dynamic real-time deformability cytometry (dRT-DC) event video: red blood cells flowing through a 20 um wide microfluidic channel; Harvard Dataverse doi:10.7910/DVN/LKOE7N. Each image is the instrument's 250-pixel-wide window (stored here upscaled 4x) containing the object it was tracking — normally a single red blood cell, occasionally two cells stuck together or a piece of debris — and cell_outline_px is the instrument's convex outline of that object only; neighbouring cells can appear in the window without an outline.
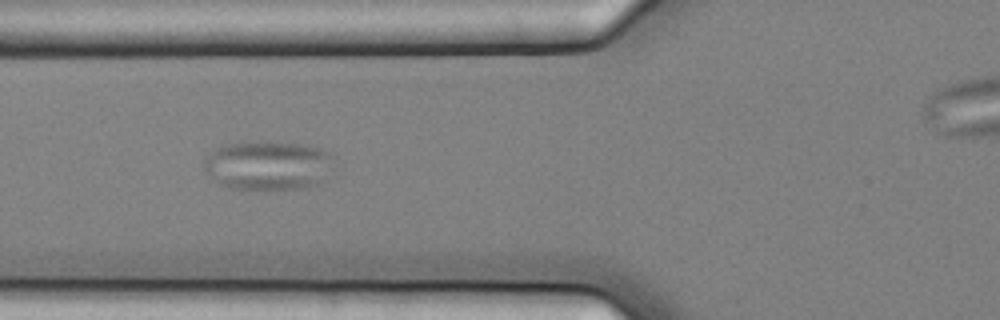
{"species": "common noctule bat (a hibernating species)", "species_latin": "Nyctalus noctula", "temperature_condition": "cold", "stored_images_in_passage": 5, "camera_frame_rate_fps": 3000, "um_per_image_px": 0.085, "animal": {"sex": "female", "body_mass_g": 25.1}, "frame": {"image": 1, "passage_image": 2, "time_ms": 0.333, "image_size_px": [1000, 320], "cell_outline_px": [[336, 156], [320, 184], [300, 188], [260, 192], [228, 188], [220, 184], [204, 168], [204, 160], [212, 152], [228, 144], [300, 144], [320, 148], [332, 152]], "centroid_in_image_um": [22.84, 14.14], "position_along_channel_um": 103.0, "area_um2": 36.88}}